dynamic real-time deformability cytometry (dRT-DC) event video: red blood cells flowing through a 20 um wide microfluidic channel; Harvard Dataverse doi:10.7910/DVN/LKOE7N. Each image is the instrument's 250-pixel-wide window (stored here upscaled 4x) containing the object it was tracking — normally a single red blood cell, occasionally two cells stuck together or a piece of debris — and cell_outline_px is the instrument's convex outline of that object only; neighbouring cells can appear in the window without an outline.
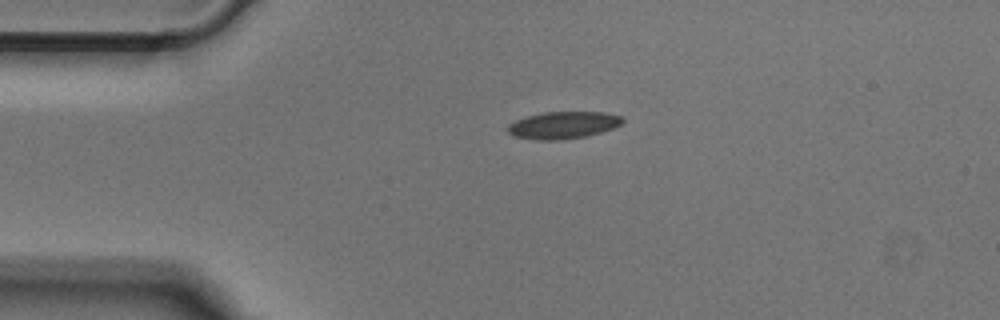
{"species": "Egyptian fruit bat (a non-hibernating species)", "species_latin": "Rousettus aegyptiacus", "temperature_condition": "cold", "stored_images_in_passage": 41, "camera_frame_rate_fps": 3000, "um_per_image_px": 0.085, "animal": {"sex": "male"}, "frame": {"image": 1, "passage_image": 1, "time_ms": 0.0, "image_size_px": [1000, 320], "cell_outline_px": [[624, 120], [620, 124], [612, 128], [588, 136], [560, 140], [532, 140], [512, 136], [508, 132], [508, 124], [516, 120], [528, 116], [544, 112], [604, 112], [620, 116]], "centroid_in_image_um": [47.83, 10.65], "position_along_channel_um": 37.2, "area_um2": 18.15}}
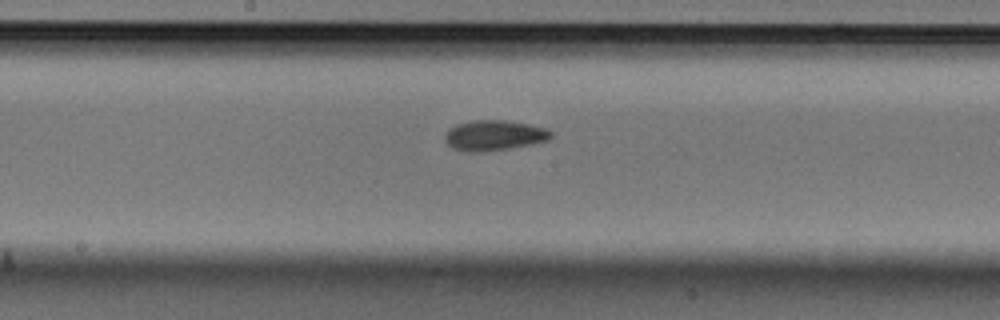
{"frame": {"image": 2, "passage_image": 16, "time_ms": 5.0, "image_size_px": [1000, 320], "cell_outline_px": [[552, 136], [548, 140], [532, 144], [484, 152], [468, 152], [452, 148], [444, 140], [444, 136], [448, 128], [456, 124], [472, 120], [508, 120], [548, 128], [552, 132]], "centroid_in_image_um": [41.98, 11.5], "position_along_channel_um": 206.2, "area_um2": 18.96}}
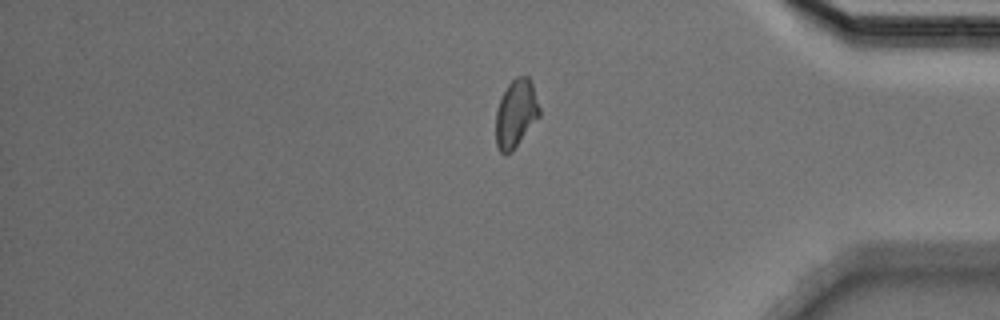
{"frame": {"image": 3, "passage_image": 32, "time_ms": 10.333, "image_size_px": [1000, 320], "cell_outline_px": [[540, 116], [512, 152], [504, 156], [500, 152], [496, 144], [496, 112], [500, 100], [508, 84], [516, 76], [528, 76], [532, 84], [540, 108]], "centroid_in_image_um": [43.85, 9.68], "position_along_channel_um": 391.3, "area_um2": 17.28}}